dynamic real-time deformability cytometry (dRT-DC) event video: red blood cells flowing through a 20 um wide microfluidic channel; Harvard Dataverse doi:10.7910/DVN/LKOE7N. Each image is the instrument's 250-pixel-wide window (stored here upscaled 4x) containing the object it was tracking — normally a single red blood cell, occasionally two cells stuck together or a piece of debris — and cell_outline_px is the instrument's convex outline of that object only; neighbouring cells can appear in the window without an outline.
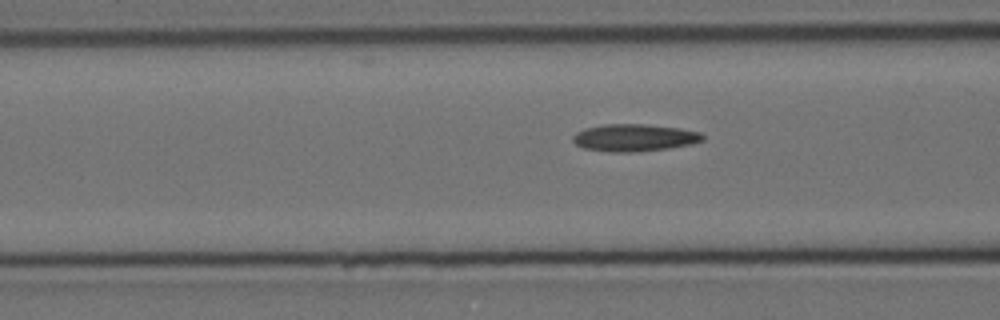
{"species": "Egyptian fruit bat (a non-hibernating species)", "species_latin": "Rousettus aegyptiacus", "temperature_condition": "cold", "stored_images_in_passage": 34, "camera_frame_rate_fps": 3000, "um_per_image_px": 0.085, "animal": {"sex": "female"}, "frame": {"image": 1, "passage_image": 18, "time_ms": 5.667, "image_size_px": [1000, 320], "cell_outline_px": [[704, 140], [692, 144], [668, 148], [632, 152], [612, 152], [584, 148], [576, 144], [572, 140], [572, 136], [576, 132], [584, 128], [604, 124], [644, 124], [680, 128], [700, 132], [704, 136]], "centroid_in_image_um": [53.91, 11.69], "position_along_channel_um": 112.7, "area_um2": 20.63}}
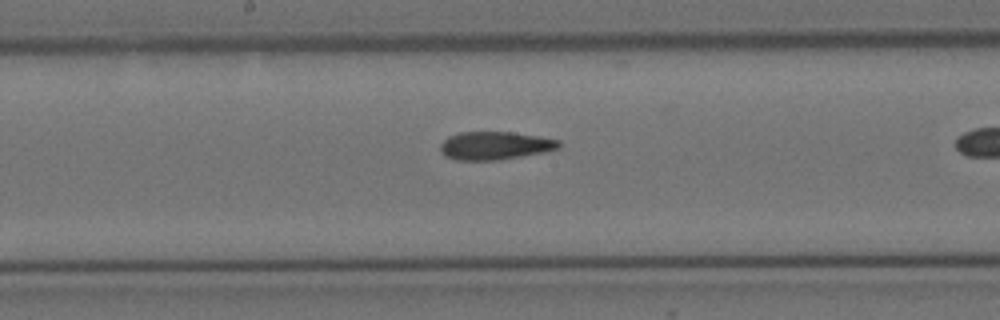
{"frame": {"image": 2, "passage_image": 26, "time_ms": 8.333, "image_size_px": [1000, 320], "cell_outline_px": [[560, 148], [544, 152], [496, 160], [456, 160], [444, 156], [440, 148], [440, 144], [448, 136], [460, 132], [512, 132], [540, 136], [560, 140]], "centroid_in_image_um": [42.07, 12.37], "position_along_channel_um": 206.1, "area_um2": 19.42}}
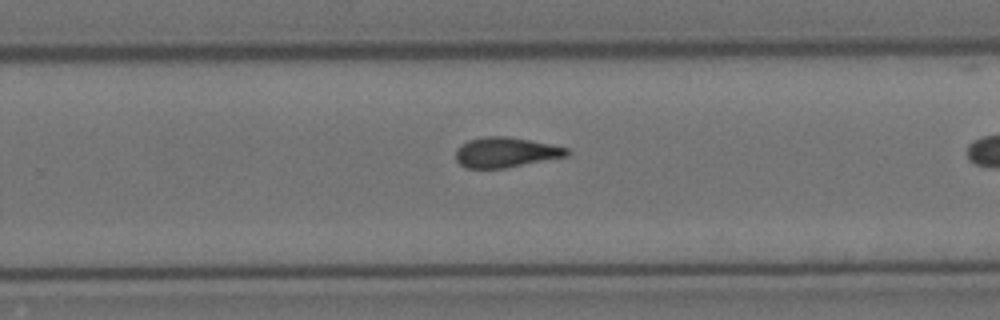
{"frame": {"image": 3, "passage_image": 33, "time_ms": 10.667, "image_size_px": [1000, 320], "cell_outline_px": [[568, 156], [504, 168], [464, 168], [456, 160], [456, 148], [460, 144], [468, 140], [484, 136], [508, 136], [568, 148]], "centroid_in_image_um": [42.92, 12.95], "position_along_channel_um": 286.9, "area_um2": 19.42}}